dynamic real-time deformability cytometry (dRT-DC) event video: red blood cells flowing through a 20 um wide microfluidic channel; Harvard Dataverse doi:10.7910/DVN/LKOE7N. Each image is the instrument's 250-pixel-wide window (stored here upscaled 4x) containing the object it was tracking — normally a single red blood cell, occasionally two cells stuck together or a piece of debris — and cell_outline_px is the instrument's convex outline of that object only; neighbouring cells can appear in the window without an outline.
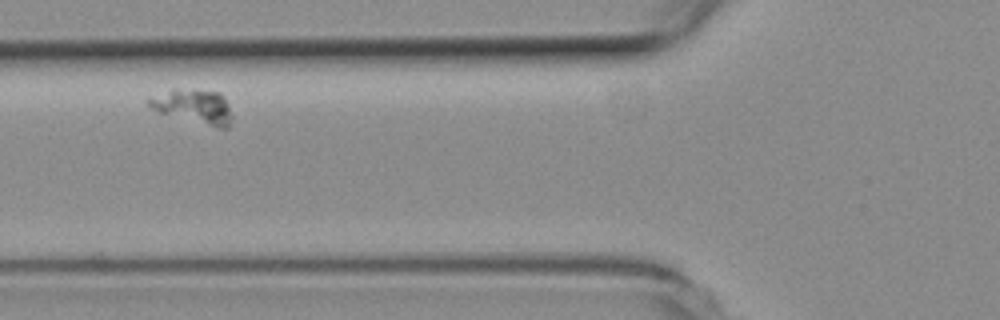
{"species": "common noctule bat (a hibernating species)", "species_latin": "Nyctalus noctula", "temperature_condition": "room temperature", "stored_images_in_passage": 5, "camera_frame_rate_fps": 3000, "um_per_image_px": 0.085, "animal": {"sex": "female", "body_mass_g": 19.3, "forearm_length_mm": 54.1}, "frame": {"image": 1, "passage_image": 2, "time_ms": 0.333, "image_size_px": [1000, 320], "cell_outline_px": [[232, 116], [228, 128], [216, 128], [156, 112], [144, 100], [172, 88], [176, 88], [220, 92], [224, 96]], "centroid_in_image_um": [16.44, 9.05], "position_along_channel_um": 109.4, "area_um2": 16.82}}
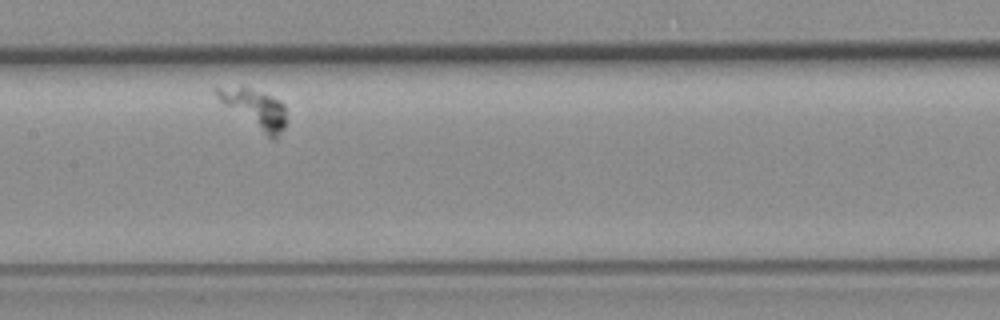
{"frame": {"image": 2, "passage_image": 4, "time_ms": 1.0, "image_size_px": [1000, 320], "cell_outline_px": [[284, 128], [276, 140], [272, 140], [224, 104], [216, 96], [212, 88], [248, 88], [264, 92], [280, 100], [284, 104]], "centroid_in_image_um": [21.7, 9.25], "position_along_channel_um": 185.7, "area_um2": 15.2}}
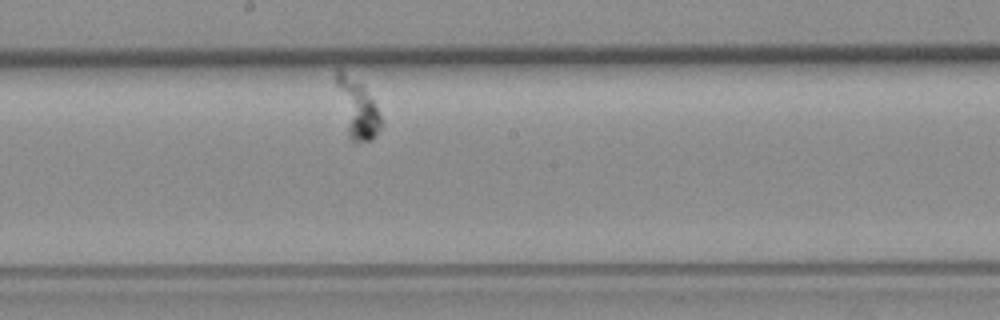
{"frame": {"image": 3, "passage_image": 5, "time_ms": 1.333, "image_size_px": [1000, 320], "cell_outline_px": [[380, 128], [376, 136], [372, 140], [356, 144], [352, 144], [348, 140], [336, 84], [336, 68], [340, 68], [360, 84], [364, 88], [372, 100], [380, 116]], "centroid_in_image_um": [30.34, 9.31], "position_along_channel_um": 217.9, "area_um2": 15.09}}